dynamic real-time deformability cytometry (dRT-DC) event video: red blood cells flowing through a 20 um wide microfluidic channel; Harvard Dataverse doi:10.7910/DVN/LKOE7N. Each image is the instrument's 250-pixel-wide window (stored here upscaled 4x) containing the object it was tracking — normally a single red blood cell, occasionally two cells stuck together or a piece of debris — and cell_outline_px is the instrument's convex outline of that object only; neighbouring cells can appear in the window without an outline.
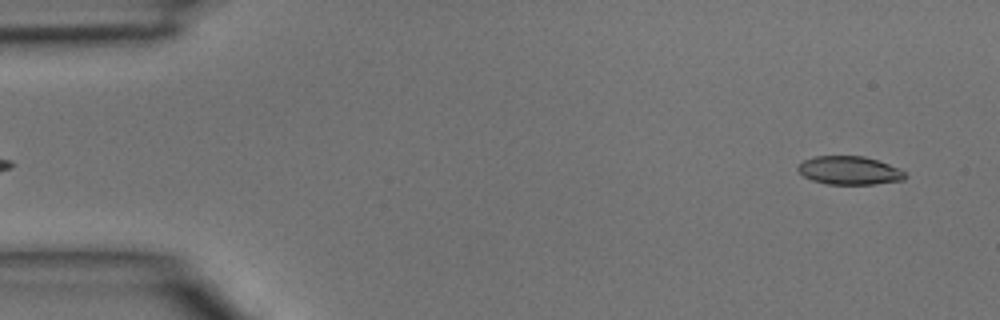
{"species": "common noctule bat (a hibernating species)", "species_latin": "Nyctalus noctula", "temperature_condition": "room temperature", "stored_images_in_passage": 3, "segment_of_instrument_passage": [2, 2], "camera_frame_rate_fps": 3000, "um_per_image_px": 0.085, "animal": {"sex": "male", "body_mass_g": 15.6}, "frame": {"image": 1, "passage_image": 3, "time_ms": 0.667, "image_size_px": [1000, 320], "cell_outline_px": [[908, 176], [904, 180], [872, 184], [828, 184], [812, 180], [804, 176], [796, 168], [804, 160], [816, 156], [864, 156], [900, 168]], "centroid_in_image_um": [72.22, 14.49], "position_along_channel_um": 12.8, "area_um2": 17.63}}